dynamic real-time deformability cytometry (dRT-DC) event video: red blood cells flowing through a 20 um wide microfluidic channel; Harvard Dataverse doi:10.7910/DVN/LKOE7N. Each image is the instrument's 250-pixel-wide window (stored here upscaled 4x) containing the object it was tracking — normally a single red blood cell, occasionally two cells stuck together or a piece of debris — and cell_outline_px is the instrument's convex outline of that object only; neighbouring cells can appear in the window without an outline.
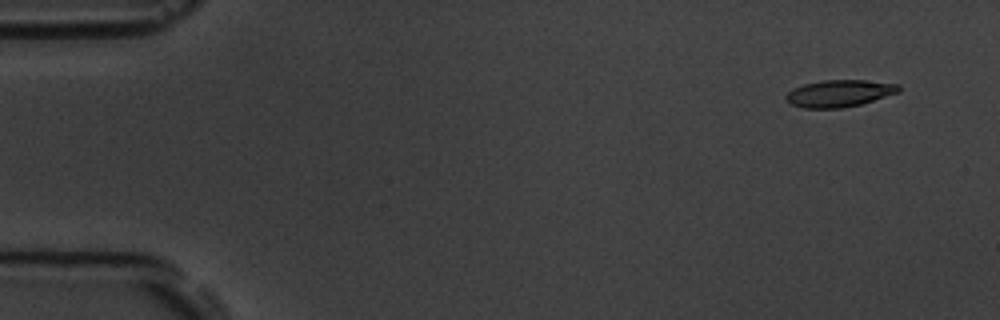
{"species": "common noctule bat (a hibernating species)", "species_latin": "Nyctalus noctula", "temperature_condition": "room temperature", "stored_images_in_passage": 5, "camera_frame_rate_fps": 3000, "um_per_image_px": 0.085, "animal": {"sex": "male", "body_mass_g": 19.5, "forearm_length_mm": 54.6}, "frame": {"image": 1, "passage_image": 1, "time_ms": 0.0, "image_size_px": [1000, 320], "cell_outline_px": [[900, 92], [860, 104], [840, 108], [804, 108], [788, 104], [784, 96], [792, 88], [804, 84], [824, 80], [864, 80], [900, 84]], "centroid_in_image_um": [71.31, 7.93], "position_along_channel_um": 13.7, "area_um2": 17.8}}
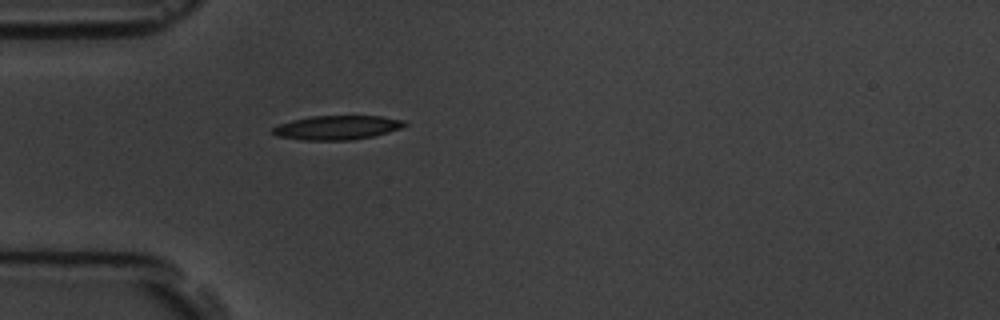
{"frame": {"image": 2, "passage_image": 5, "time_ms": 4.333, "image_size_px": [1000, 320], "cell_outline_px": [[408, 124], [400, 128], [388, 132], [372, 136], [352, 140], [300, 140], [276, 136], [272, 132], [272, 128], [280, 124], [292, 120], [312, 116], [380, 116], [404, 120]], "centroid_in_image_um": [28.64, 10.85], "position_along_channel_um": 56.4, "area_um2": 18.5}}